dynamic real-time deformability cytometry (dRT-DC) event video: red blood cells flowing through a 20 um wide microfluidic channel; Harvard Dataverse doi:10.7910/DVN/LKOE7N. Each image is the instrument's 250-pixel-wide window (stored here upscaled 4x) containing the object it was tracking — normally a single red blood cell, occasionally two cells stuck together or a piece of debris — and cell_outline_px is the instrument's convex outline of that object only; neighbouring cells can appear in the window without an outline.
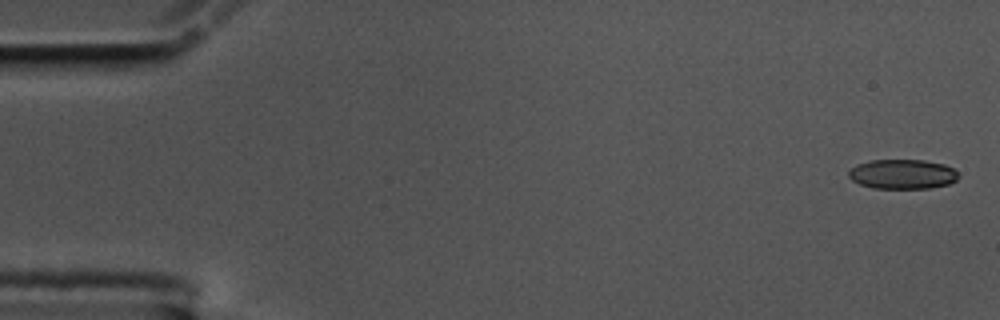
{"species": "common noctule bat (a hibernating species)", "species_latin": "Nyctalus noctula", "temperature_condition": "cold", "stored_images_in_passage": 57, "camera_frame_rate_fps": 3000, "um_per_image_px": 0.085, "animal": {"sex": "male", "body_mass_g": 17.5, "forearm_length_mm": 52.3}, "frame": {"image": 1, "passage_image": 1, "time_ms": 0.0, "image_size_px": [1000, 320], "cell_outline_px": [[960, 176], [956, 180], [948, 184], [928, 188], [872, 188], [860, 184], [852, 180], [848, 176], [848, 172], [856, 164], [872, 160], [924, 160], [944, 164], [952, 168]], "centroid_in_image_um": [76.7, 14.8], "position_along_channel_um": 8.3, "area_um2": 18.9}}
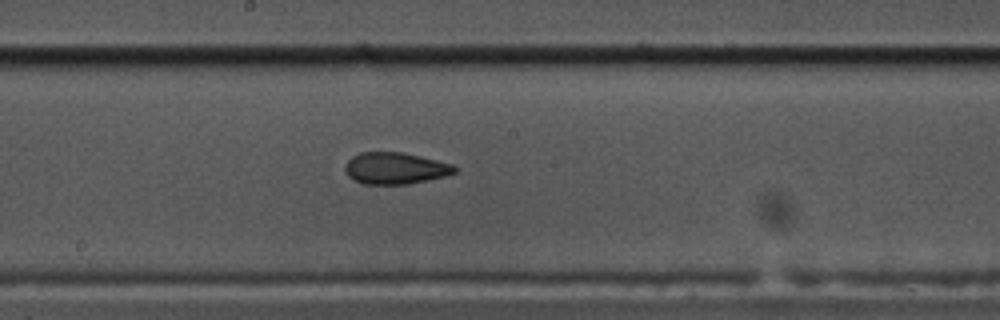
{"frame": {"image": 2, "passage_image": 30, "time_ms": 9.667, "image_size_px": [1000, 320], "cell_outline_px": [[456, 172], [444, 176], [408, 184], [364, 184], [352, 180], [348, 176], [344, 168], [348, 160], [352, 156], [360, 152], [404, 152], [452, 164], [456, 168]], "centroid_in_image_um": [33.55, 14.3], "position_along_channel_um": 214.6, "area_um2": 20.17}}
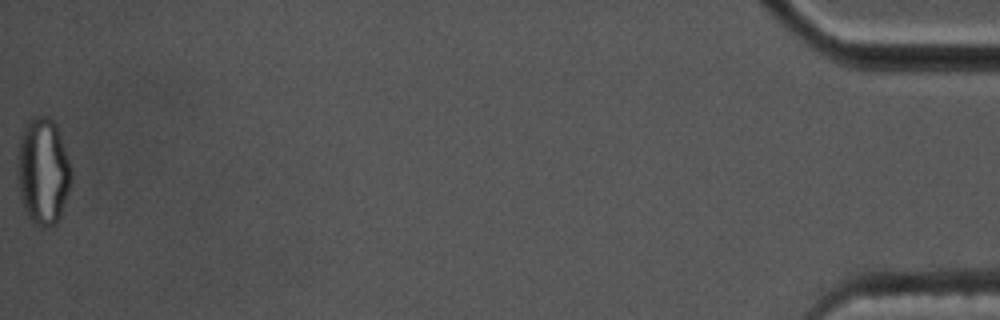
{"frame": {"image": 3, "passage_image": 57, "time_ms": 18.667, "image_size_px": [1000, 320], "cell_outline_px": [[72, 180], [60, 216], [56, 224], [44, 228], [40, 228], [32, 224], [20, 200], [16, 168], [16, 156], [20, 140], [24, 128], [32, 116], [48, 116], [56, 124], [72, 168]], "centroid_in_image_um": [3.64, 14.59], "position_along_channel_um": 431.6, "area_um2": 34.04}, "authors_computed_cell_mechanics": {"area_um2": 20.6346, "velocity_mm_per_s": 3.5162, "shape_relaxation_time_tau1_ms": null, "shape_relaxation_time_tau2_ms": 2.773, "deformation_change_tau1": null, "deformation_change_tau2": 0.0926}}